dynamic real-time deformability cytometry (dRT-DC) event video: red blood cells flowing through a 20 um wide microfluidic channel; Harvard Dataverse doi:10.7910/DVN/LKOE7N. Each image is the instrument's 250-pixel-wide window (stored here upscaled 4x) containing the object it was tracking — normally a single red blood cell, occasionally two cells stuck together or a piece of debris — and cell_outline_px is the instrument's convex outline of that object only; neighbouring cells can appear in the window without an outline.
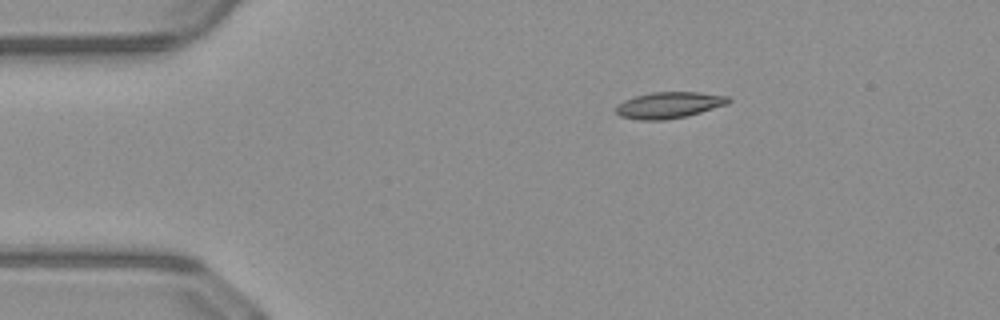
{"species": "common noctule bat (a hibernating species)", "species_latin": "Nyctalus noctula", "temperature_condition": "warm", "stored_images_in_passage": 43, "camera_frame_rate_fps": 3000, "um_per_image_px": 0.085, "animal": {"sex": "male", "body_mass_g": 23.1, "forearm_length_mm": 52.7}, "frame": {"image": 1, "passage_image": 1, "time_ms": 0.0, "image_size_px": [1000, 320], "cell_outline_px": [[732, 100], [728, 104], [688, 116], [664, 120], [640, 120], [620, 116], [616, 112], [616, 104], [624, 100], [636, 96], [652, 92], [700, 92], [728, 96]], "centroid_in_image_um": [56.88, 8.93], "position_along_channel_um": 28.1, "area_um2": 17.34}}
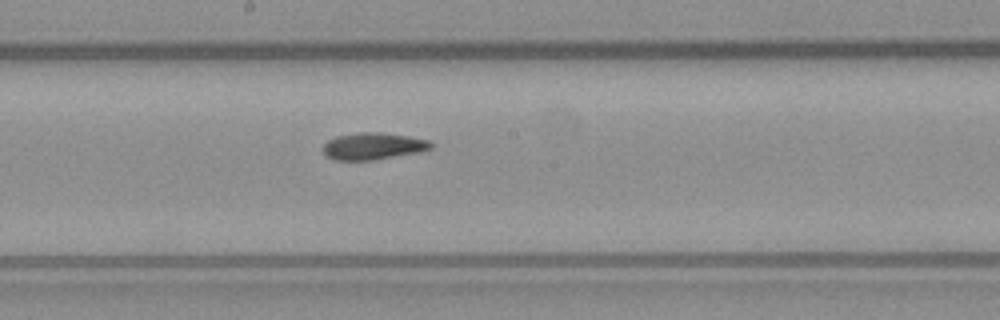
{"frame": {"image": 2, "passage_image": 19, "time_ms": 6.0, "image_size_px": [1000, 320], "cell_outline_px": [[432, 148], [420, 152], [372, 160], [332, 160], [324, 156], [320, 148], [328, 140], [336, 136], [360, 132], [380, 132], [408, 136], [428, 140], [432, 144]], "centroid_in_image_um": [31.64, 12.43], "position_along_channel_um": 216.6, "area_um2": 17.11}}
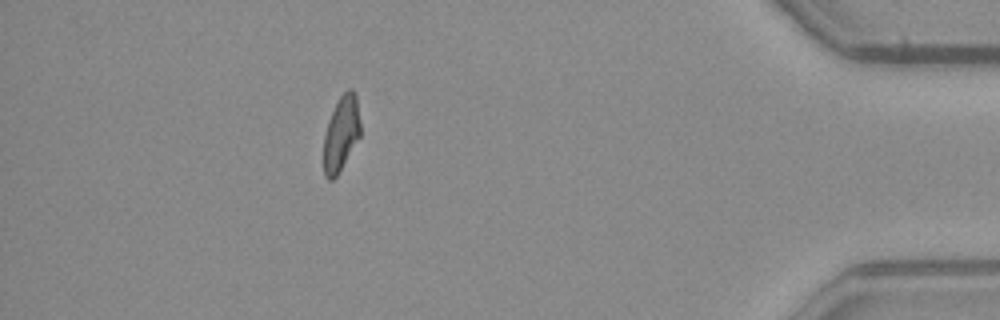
{"frame": {"image": 3, "passage_image": 37, "time_ms": 12.0, "image_size_px": [1000, 320], "cell_outline_px": [[360, 136], [336, 176], [332, 180], [328, 180], [324, 176], [324, 136], [328, 120], [340, 96], [348, 88], [352, 88], [356, 96], [360, 124]], "centroid_in_image_um": [28.99, 11.34], "position_along_channel_um": 406.2, "area_um2": 15.78}, "authors_computed_cell_mechanics": {"area_um2": 16.8776, "velocity_mm_per_s": 4.0956, "shape_relaxation_time_tau1_ms": null, "shape_relaxation_time_tau2_ms": 6.7464, "deformation_change_tau1": null, "deformation_change_tau2": 0.1525}}